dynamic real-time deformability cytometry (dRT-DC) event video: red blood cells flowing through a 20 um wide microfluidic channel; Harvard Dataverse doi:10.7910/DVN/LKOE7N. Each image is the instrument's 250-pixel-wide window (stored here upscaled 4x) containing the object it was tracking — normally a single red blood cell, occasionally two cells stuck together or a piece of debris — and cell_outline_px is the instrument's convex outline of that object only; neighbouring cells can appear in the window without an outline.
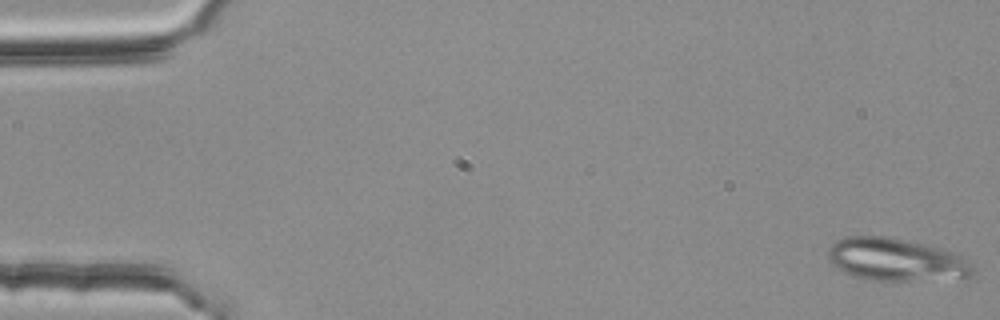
{"species": "common noctule bat (a hibernating species)", "species_latin": "Nyctalus noctula", "temperature_condition": "room temperature", "stored_images_in_passage": 52, "camera_frame_rate_fps": 3000, "um_per_image_px": 0.085, "animal": {"sex": "female", "body_mass_g": 25.1}, "frame": {"image": 1, "passage_image": 1, "time_ms": 0.0, "image_size_px": [1000, 320], "cell_outline_px": [[972, 276], [908, 280], [864, 280], [852, 276], [836, 268], [828, 260], [828, 248], [836, 240], [844, 236], [884, 236], [908, 240], [940, 248], [952, 252], [960, 256], [972, 268]], "centroid_in_image_um": [76.03, 22.05], "position_along_channel_um": 9.0, "area_um2": 35.55}}
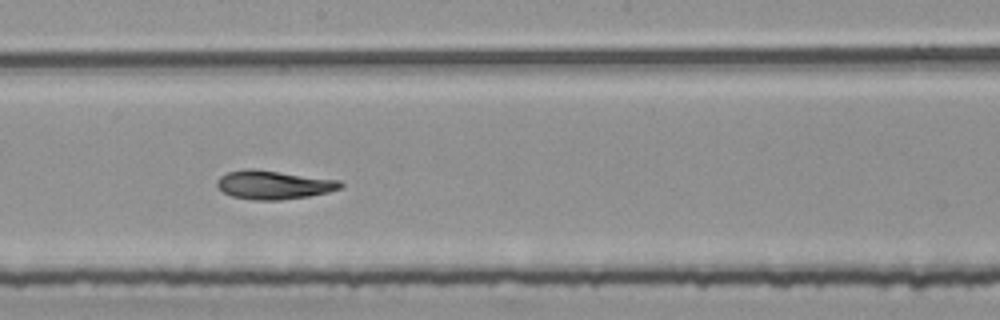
{"frame": {"image": 2, "passage_image": 30, "time_ms": 9.667, "image_size_px": [1000, 320], "cell_outline_px": [[344, 184], [340, 188], [328, 192], [308, 196], [280, 200], [252, 200], [232, 196], [224, 192], [216, 184], [216, 180], [220, 176], [228, 172], [244, 168], [252, 168], [340, 180]], "centroid_in_image_um": [23.24, 15.7], "position_along_channel_um": 225.0, "area_um2": 20.63}}
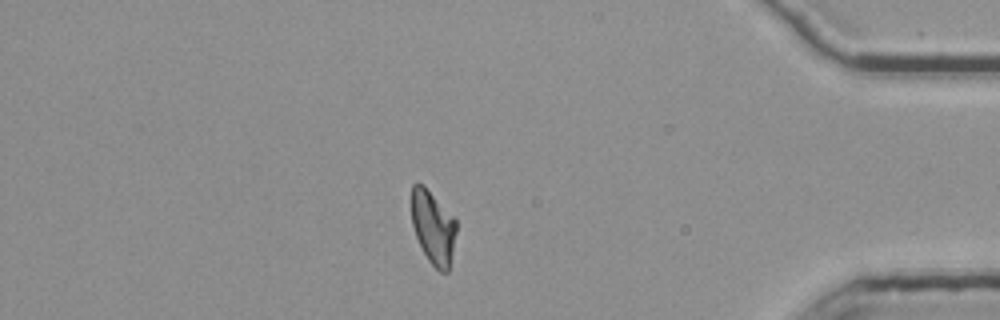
{"frame": {"image": 3, "passage_image": 47, "time_ms": 15.333, "image_size_px": [1000, 320], "cell_outline_px": [[456, 232], [448, 272], [440, 272], [428, 260], [416, 236], [412, 224], [412, 184], [424, 184], [456, 220]], "centroid_in_image_um": [36.81, 19.31], "position_along_channel_um": 398.4, "area_um2": 18.84}, "authors_computed_cell_mechanics": {"area_um2": 20.6635, "velocity_mm_per_s": 3.7532, "shape_relaxation_time_tau1_ms": 7.4989, "shape_relaxation_time_tau2_ms": 2.2507, "deformation_change_tau1": 0.2199, "deformation_change_tau2": 0.0704}}